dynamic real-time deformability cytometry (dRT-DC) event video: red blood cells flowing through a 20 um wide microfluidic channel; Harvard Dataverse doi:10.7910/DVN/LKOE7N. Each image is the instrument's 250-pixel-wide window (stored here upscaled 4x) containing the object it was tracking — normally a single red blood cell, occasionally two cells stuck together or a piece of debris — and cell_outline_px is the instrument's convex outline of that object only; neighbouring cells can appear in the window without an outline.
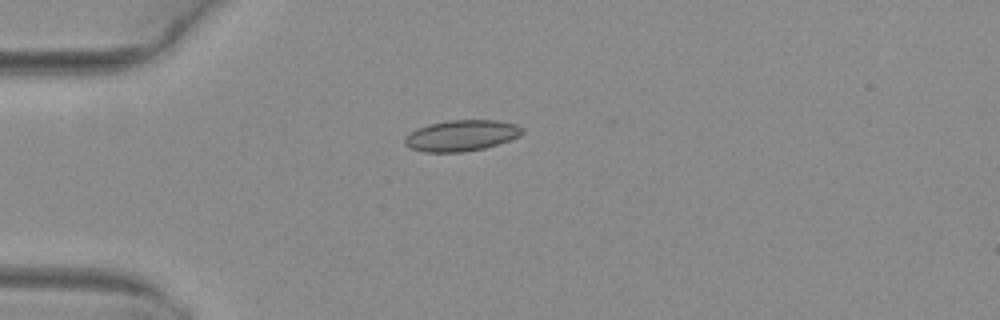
{"species": "common noctule bat (a hibernating species)", "species_latin": "Nyctalus noctula", "temperature_condition": "warm", "stored_images_in_passage": 33, "camera_frame_rate_fps": 3000, "um_per_image_px": 0.085, "animal": {"sex": "female", "body_mass_g": 29.2, "forearm_length_mm": 56.3}, "frame": {"image": 1, "passage_image": 1, "time_ms": 0.0, "image_size_px": [1000, 320], "cell_outline_px": [[524, 132], [520, 136], [484, 148], [464, 152], [424, 152], [412, 148], [404, 144], [404, 136], [416, 128], [428, 124], [448, 120], [496, 120], [516, 124], [524, 128]], "centroid_in_image_um": [39.2, 11.51], "position_along_channel_um": 45.8, "area_um2": 21.33}}
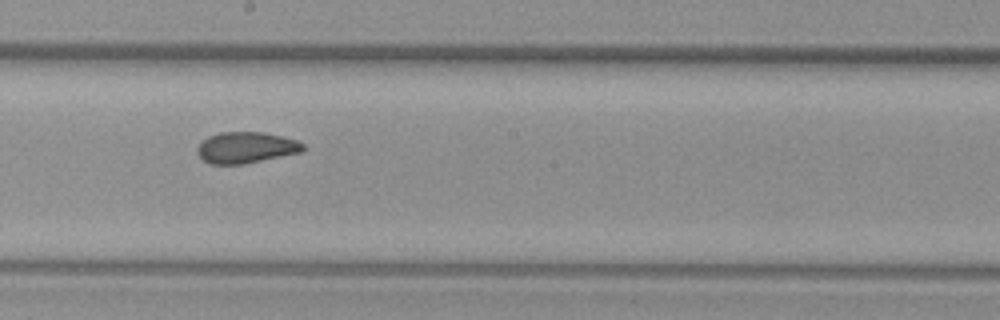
{"frame": {"image": 2, "passage_image": 16, "time_ms": 5.0, "image_size_px": [1000, 320], "cell_outline_px": [[304, 148], [300, 152], [244, 164], [208, 164], [196, 152], [196, 148], [208, 136], [220, 132], [264, 132], [284, 136], [296, 140], [304, 144]], "centroid_in_image_um": [20.9, 12.53], "position_along_channel_um": 227.3, "area_um2": 19.19}}
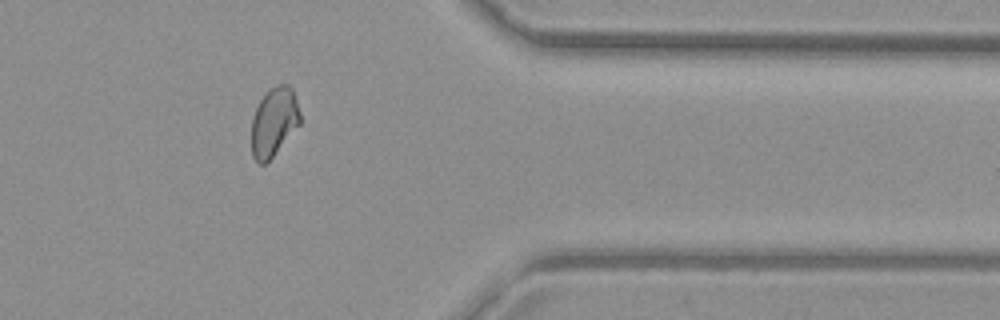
{"frame": {"image": 3, "passage_image": 29, "time_ms": 9.333, "image_size_px": [1000, 320], "cell_outline_px": [[300, 124], [272, 156], [264, 164], [260, 164], [252, 156], [252, 120], [256, 108], [260, 100], [268, 88], [276, 84], [288, 84], [292, 88], [300, 112]], "centroid_in_image_um": [23.28, 10.32], "position_along_channel_um": 388.1, "area_um2": 19.31}, "authors_computed_cell_mechanics": {"area_um2": 19.7098, "velocity_mm_per_s": 4.0778, "shape_relaxation_time_tau1_ms": null, "shape_relaxation_time_tau2_ms": 1.3542, "deformation_change_tau1": null, "deformation_change_tau2": 0.0642}}